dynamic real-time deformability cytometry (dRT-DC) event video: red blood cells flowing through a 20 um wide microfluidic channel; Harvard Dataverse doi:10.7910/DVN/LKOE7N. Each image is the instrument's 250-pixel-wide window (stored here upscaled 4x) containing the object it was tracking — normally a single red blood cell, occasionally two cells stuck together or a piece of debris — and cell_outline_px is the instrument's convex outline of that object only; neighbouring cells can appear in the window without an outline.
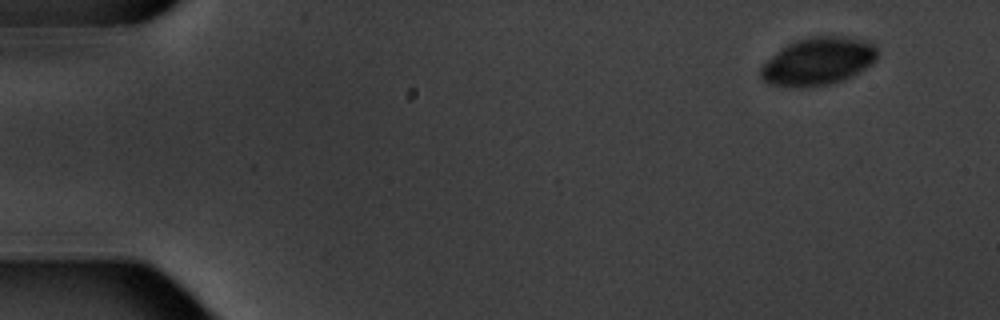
{"species": "common noctule bat (a hibernating species)", "species_latin": "Nyctalus noctula", "temperature_condition": "warm", "stored_images_in_passage": 7, "camera_frame_rate_fps": 3000, "um_per_image_px": 0.085, "animal": {"sex": "male", "body_mass_g": 20.1, "forearm_length_mm": 53.5}, "frame": {"image": 1, "passage_image": 1, "time_ms": 0.0, "image_size_px": [1000, 320], "cell_outline_px": [[880, 56], [872, 64], [852, 76], [844, 80], [832, 84], [800, 88], [768, 84], [760, 76], [760, 68], [780, 48], [796, 40], [812, 36], [844, 36], [868, 40], [880, 52]], "centroid_in_image_um": [69.58, 5.21], "position_along_channel_um": 15.4, "area_um2": 32.83}}